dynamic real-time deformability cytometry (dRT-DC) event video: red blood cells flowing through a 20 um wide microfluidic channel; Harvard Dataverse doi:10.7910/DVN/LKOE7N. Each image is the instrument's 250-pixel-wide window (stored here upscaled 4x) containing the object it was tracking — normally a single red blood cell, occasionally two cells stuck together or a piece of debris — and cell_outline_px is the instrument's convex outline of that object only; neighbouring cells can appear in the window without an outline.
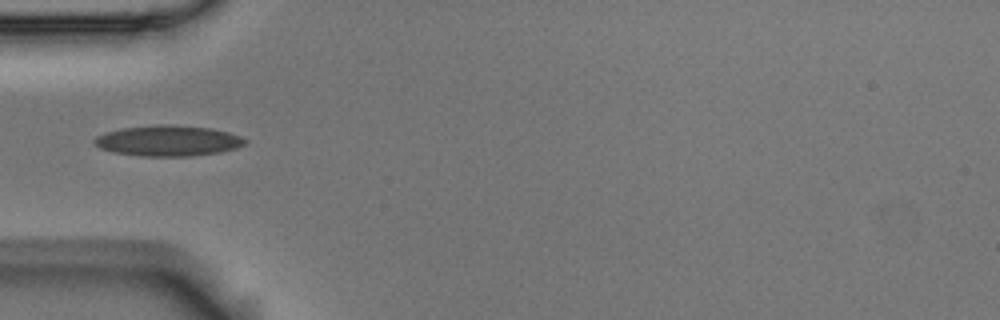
{"species": "Egyptian fruit bat (a non-hibernating species)", "species_latin": "Rousettus aegyptiacus", "temperature_condition": "room temperature", "stored_images_in_passage": 1, "camera_frame_rate_fps": 3000, "um_per_image_px": 0.085, "animal": {"sex": "male"}, "frame": {"image": 1, "passage_image": 1, "time_ms": 0.0, "image_size_px": [1000, 320], "cell_outline_px": [[248, 140], [244, 144], [236, 148], [220, 152], [192, 156], [140, 156], [116, 152], [100, 148], [92, 140], [96, 136], [104, 132], [124, 128], [212, 128], [228, 132], [240, 136]], "centroid_in_image_um": [14.31, 12.02], "position_along_channel_um": 70.7, "area_um2": 25.49}}